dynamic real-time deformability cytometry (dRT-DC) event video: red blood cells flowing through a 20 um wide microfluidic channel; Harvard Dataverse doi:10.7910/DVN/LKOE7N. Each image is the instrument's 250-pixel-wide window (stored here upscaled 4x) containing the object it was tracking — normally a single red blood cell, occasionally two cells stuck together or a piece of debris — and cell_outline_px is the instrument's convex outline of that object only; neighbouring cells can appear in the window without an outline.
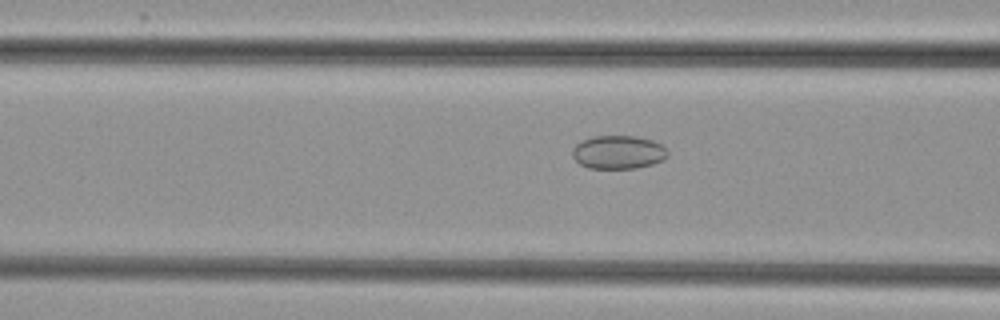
{"species": "common noctule bat (a hibernating species)", "species_latin": "Nyctalus noctula", "temperature_condition": "cold", "stored_images_in_passage": 41, "camera_frame_rate_fps": 3000, "um_per_image_px": 0.085, "animal": {"sex": "female", "body_mass_g": 29.2, "forearm_length_mm": 56.3}, "frame": {"image": 1, "passage_image": 9, "time_ms": 2.667, "image_size_px": [1000, 320], "cell_outline_px": [[668, 156], [652, 164], [636, 168], [588, 168], [580, 164], [572, 156], [572, 148], [576, 144], [592, 136], [632, 136], [652, 140], [660, 144], [668, 152]], "centroid_in_image_um": [52.52, 12.94], "position_along_channel_um": 114.1, "area_um2": 18.38}}
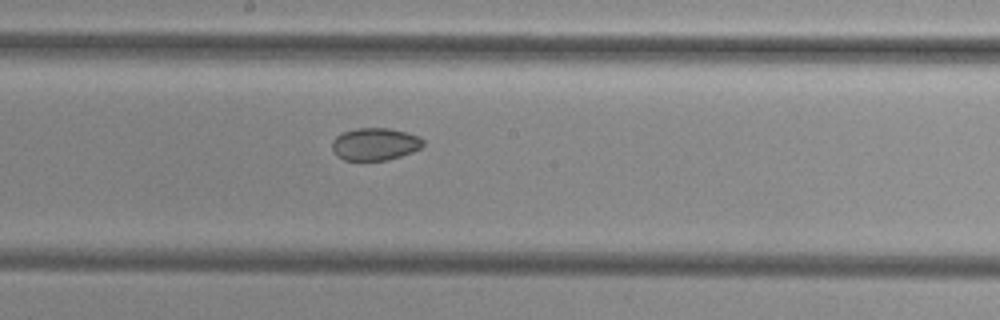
{"frame": {"image": 2, "passage_image": 17, "time_ms": 5.333, "image_size_px": [1000, 320], "cell_outline_px": [[424, 144], [420, 148], [412, 152], [388, 160], [344, 160], [336, 156], [332, 148], [332, 140], [336, 136], [344, 132], [356, 128], [388, 128], [408, 132], [420, 136], [424, 140]], "centroid_in_image_um": [31.88, 12.24], "position_along_channel_um": 216.3, "area_um2": 17.34}}
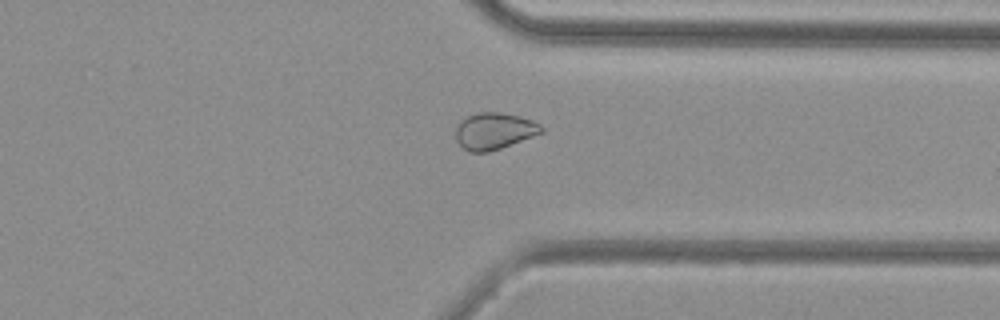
{"frame": {"image": 3, "passage_image": 29, "time_ms": 9.333, "image_size_px": [1000, 320], "cell_outline_px": [[544, 132], [500, 148], [488, 152], [468, 152], [456, 140], [456, 124], [460, 120], [476, 112], [500, 112], [520, 116], [532, 120], [540, 124], [544, 128]], "centroid_in_image_um": [42.0, 11.12], "position_along_channel_um": 369.4, "area_um2": 18.38}, "authors_computed_cell_mechanics": {"area_um2": 18.8428, "velocity_mm_per_s": 3.832, "shape_relaxation_time_tau1_ms": null, "shape_relaxation_time_tau2_ms": 5.3197, "deformation_change_tau1": null, "deformation_change_tau2": 0.0683}}